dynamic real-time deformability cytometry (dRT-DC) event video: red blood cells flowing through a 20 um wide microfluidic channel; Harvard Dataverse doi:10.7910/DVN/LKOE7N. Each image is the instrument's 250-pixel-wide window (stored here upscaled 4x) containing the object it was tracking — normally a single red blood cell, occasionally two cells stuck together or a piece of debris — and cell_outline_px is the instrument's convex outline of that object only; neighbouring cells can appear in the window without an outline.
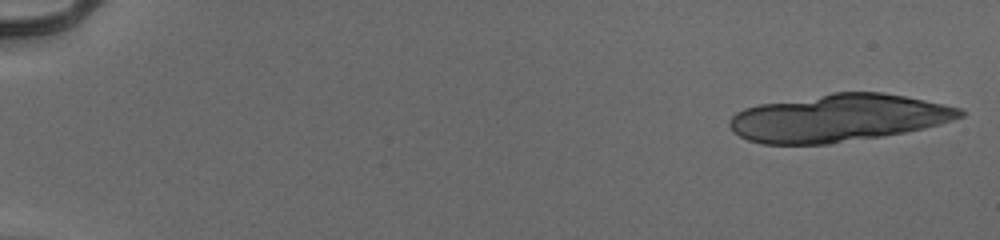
{"species": "human", "species_latin": "Homo sapiens", "temperature_condition": "cold", "stored_images_in_passage": 25, "camera_frame_rate_fps": 3000, "um_per_image_px": 0.085, "donor": {"sex": "male"}, "frame": {"image": 1, "passage_image": 1, "time_ms": 0.0, "image_size_px": [1000, 240], "cell_outline_px": [[964, 116], [940, 124], [924, 128], [904, 132], [880, 136], [828, 144], [760, 144], [748, 140], [732, 132], [728, 124], [728, 120], [736, 112], [744, 108], [760, 104], [832, 92], [884, 92], [964, 108]], "centroid_in_image_um": [71.24, 10.03], "position_along_channel_um": 13.8, "area_um2": 63.81}}
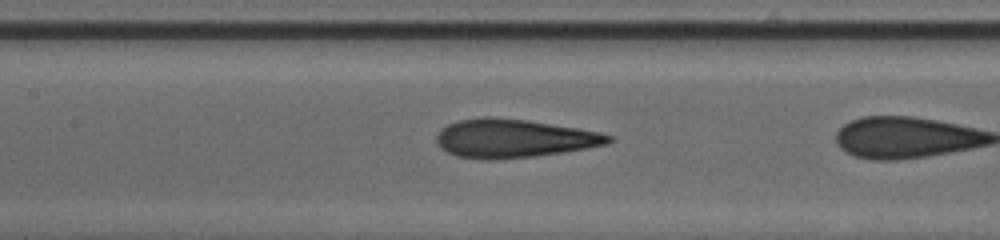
{"frame": {"image": 2, "passage_image": 24, "time_ms": 7.667, "image_size_px": [1000, 240], "cell_outline_px": [[616, 140], [608, 144], [588, 148], [536, 156], [492, 160], [484, 160], [456, 156], [440, 148], [436, 144], [436, 136], [448, 124], [456, 120], [484, 116], [492, 116], [528, 120], [600, 132], [612, 136]], "centroid_in_image_um": [43.66, 11.76], "position_along_channel_um": 163.7, "area_um2": 38.9}}